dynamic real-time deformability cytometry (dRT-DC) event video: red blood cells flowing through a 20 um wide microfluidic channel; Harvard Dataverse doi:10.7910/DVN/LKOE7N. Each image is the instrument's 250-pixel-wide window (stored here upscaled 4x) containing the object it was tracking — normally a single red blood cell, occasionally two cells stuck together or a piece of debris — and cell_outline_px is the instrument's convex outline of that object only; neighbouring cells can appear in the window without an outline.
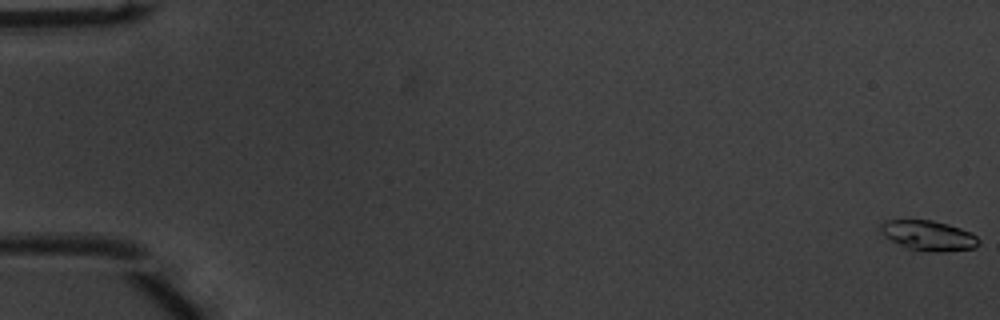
{"species": "common noctule bat (a hibernating species)", "species_latin": "Nyctalus noctula", "temperature_condition": "warm", "stored_images_in_passage": 16, "camera_frame_rate_fps": 3000, "um_per_image_px": 0.085, "animal": {"sex": "male", "body_mass_g": 20.1, "forearm_length_mm": 53.5}, "frame": {"image": 1, "passage_image": 1, "time_ms": 0.0, "image_size_px": [1000, 320], "cell_outline_px": [[980, 244], [972, 248], [944, 252], [936, 252], [908, 248], [884, 236], [880, 232], [880, 224], [884, 220], [932, 220], [948, 224], [960, 228], [976, 236], [980, 240]], "centroid_in_image_um": [78.91, 20.01], "position_along_channel_um": 6.1, "area_um2": 16.99}}